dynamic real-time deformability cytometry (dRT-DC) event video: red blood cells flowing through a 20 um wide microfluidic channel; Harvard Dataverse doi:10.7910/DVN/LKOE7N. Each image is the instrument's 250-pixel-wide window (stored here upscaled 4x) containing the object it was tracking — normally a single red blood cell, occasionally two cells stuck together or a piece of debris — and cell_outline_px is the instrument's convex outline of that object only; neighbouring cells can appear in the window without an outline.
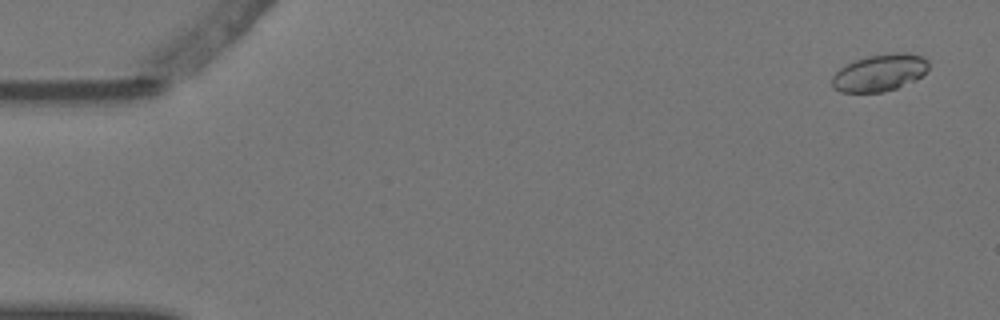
{"species": "Egyptian fruit bat (a non-hibernating species)", "species_latin": "Rousettus aegyptiacus", "temperature_condition": "warm", "stored_images_in_passage": 2, "camera_frame_rate_fps": 3000, "um_per_image_px": 0.085, "animal": {"sex": "female"}, "frame": {"image": 1, "passage_image": 2, "time_ms": 0.333, "image_size_px": [1000, 320], "cell_outline_px": [[928, 68], [916, 80], [896, 88], [884, 92], [840, 92], [832, 88], [832, 76], [840, 68], [856, 60], [868, 56], [896, 52], [904, 52], [924, 56], [928, 60]], "centroid_in_image_um": [74.77, 6.18], "position_along_channel_um": 10.2, "area_um2": 20.81}}